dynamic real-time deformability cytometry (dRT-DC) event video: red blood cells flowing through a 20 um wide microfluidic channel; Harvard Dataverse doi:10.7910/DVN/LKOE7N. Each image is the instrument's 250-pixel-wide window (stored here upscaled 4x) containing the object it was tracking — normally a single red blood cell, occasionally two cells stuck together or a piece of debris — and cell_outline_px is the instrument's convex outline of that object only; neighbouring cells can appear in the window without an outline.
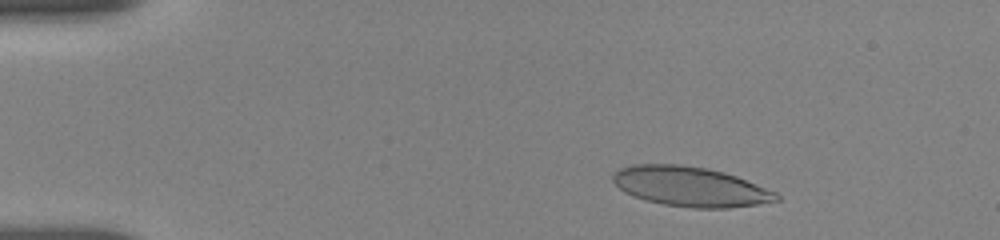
{"species": "human", "species_latin": "Homo sapiens", "temperature_condition": "room temperature", "stored_images_in_passage": 49, "camera_frame_rate_fps": 3000, "um_per_image_px": 0.085, "donor": {"sex": "female"}, "frame": {"image": 1, "passage_image": 7, "time_ms": 2.0, "image_size_px": [1000, 240], "cell_outline_px": [[780, 200], [756, 204], [728, 208], [692, 208], [664, 204], [632, 196], [624, 192], [612, 180], [612, 176], [620, 168], [632, 164], [680, 164], [708, 168], [724, 172], [736, 176], [776, 192], [780, 196]], "centroid_in_image_um": [58.67, 15.85], "position_along_channel_um": 26.3, "area_um2": 37.74}}
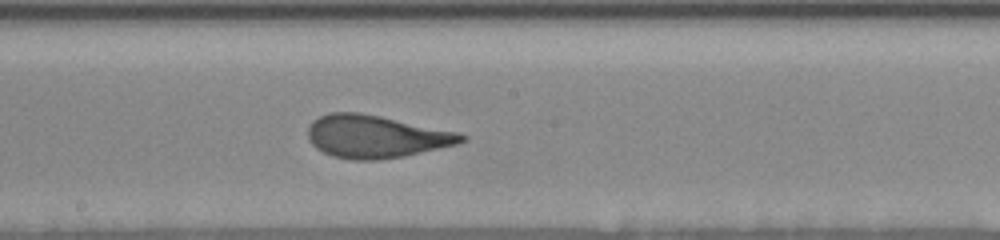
{"frame": {"image": 2, "passage_image": 29, "time_ms": 9.333, "image_size_px": [1000, 240], "cell_outline_px": [[468, 140], [456, 144], [404, 156], [380, 160], [352, 160], [332, 156], [316, 148], [308, 140], [308, 128], [312, 120], [328, 112], [360, 112], [460, 132], [468, 136]], "centroid_in_image_um": [31.95, 11.6], "position_along_channel_um": 216.3, "area_um2": 38.38}}
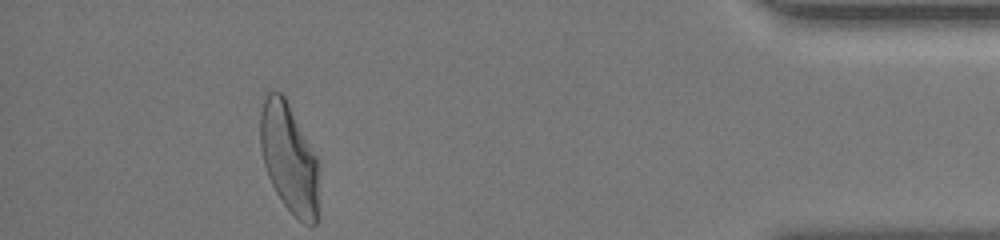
{"frame": {"image": 3, "passage_image": 49, "time_ms": 16.0, "image_size_px": [1000, 240], "cell_outline_px": [[320, 164], [316, 224], [304, 224], [280, 200], [268, 176], [264, 164], [260, 148], [260, 112], [264, 96], [268, 88], [276, 88], [284, 96], [316, 156]], "centroid_in_image_um": [24.56, 13.4], "position_along_channel_um": 410.6, "area_um2": 37.69}, "authors_computed_cell_mechanics": {"area_um2": 37.8012, "velocity_mm_per_s": 3.6387, "shape_relaxation_time_tau1_ms": 4.6213, "shape_relaxation_time_tau2_ms": 0.731, "deformation_change_tau1": 0.1973, "deformation_change_tau2": 0.0785}}